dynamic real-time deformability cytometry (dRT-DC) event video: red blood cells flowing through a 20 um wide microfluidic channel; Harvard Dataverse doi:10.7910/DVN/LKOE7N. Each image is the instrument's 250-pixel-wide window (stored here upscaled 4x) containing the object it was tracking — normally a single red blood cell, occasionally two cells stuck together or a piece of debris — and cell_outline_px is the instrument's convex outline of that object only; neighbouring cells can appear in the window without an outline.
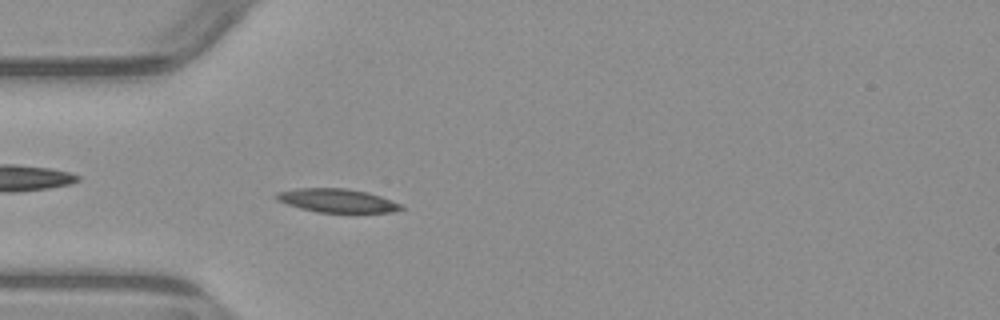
{"species": "common noctule bat (a hibernating species)", "species_latin": "Nyctalus noctula", "temperature_condition": "warm", "stored_images_in_passage": 5, "camera_frame_rate_fps": 3000, "um_per_image_px": 0.085, "animal": {"sex": "male", "body_mass_g": 23.1, "forearm_length_mm": 52.7}, "frame": {"image": 1, "passage_image": 5, "time_ms": 5.0, "image_size_px": [1000, 320], "cell_outline_px": [[404, 208], [392, 212], [316, 212], [300, 208], [276, 200], [272, 196], [276, 192], [300, 188], [344, 188], [368, 192], [380, 196], [400, 204]], "centroid_in_image_um": [28.59, 17.04], "position_along_channel_um": 56.4, "area_um2": 17.05}}